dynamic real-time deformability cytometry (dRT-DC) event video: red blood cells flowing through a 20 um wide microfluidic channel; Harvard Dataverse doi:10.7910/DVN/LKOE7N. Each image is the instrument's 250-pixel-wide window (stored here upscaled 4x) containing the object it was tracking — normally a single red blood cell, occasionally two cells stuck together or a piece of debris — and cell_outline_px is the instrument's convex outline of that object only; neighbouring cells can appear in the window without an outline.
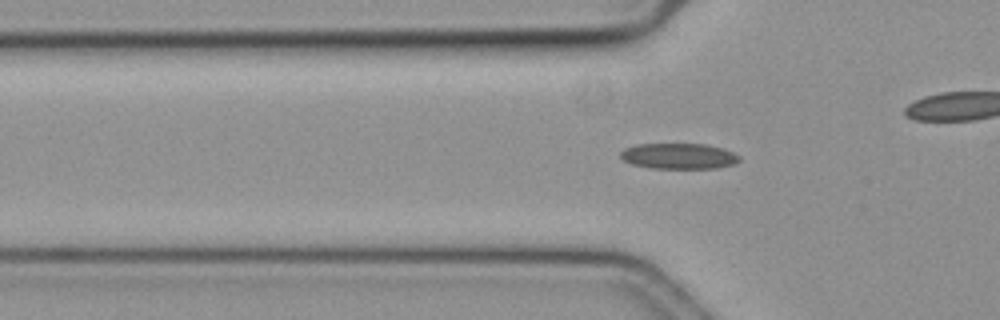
{"species": "common noctule bat (a hibernating species)", "species_latin": "Nyctalus noctula", "temperature_condition": "cold", "stored_images_in_passage": 47, "camera_frame_rate_fps": 3000, "um_per_image_px": 0.085, "animal": {"sex": "female", "body_mass_g": 19.3, "forearm_length_mm": 54.1}, "frame": {"image": 1, "passage_image": 8, "time_ms": 2.333, "image_size_px": [1000, 320], "cell_outline_px": [[740, 160], [732, 164], [716, 168], [648, 168], [632, 164], [624, 160], [620, 156], [620, 152], [624, 148], [636, 144], [704, 144], [720, 148], [732, 152], [740, 156]], "centroid_in_image_um": [57.65, 13.27], "position_along_channel_um": 68.1, "area_um2": 17.69}}
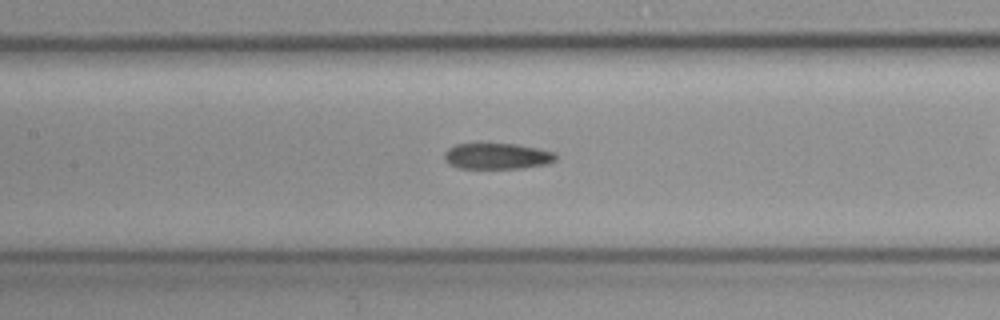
{"frame": {"image": 2, "passage_image": 16, "time_ms": 5.0, "image_size_px": [1000, 320], "cell_outline_px": [[556, 160], [548, 164], [520, 168], [460, 168], [448, 164], [444, 160], [444, 152], [448, 148], [456, 144], [516, 144], [556, 152]], "centroid_in_image_um": [42.25, 13.27], "position_along_channel_um": 165.2, "area_um2": 16.88}}
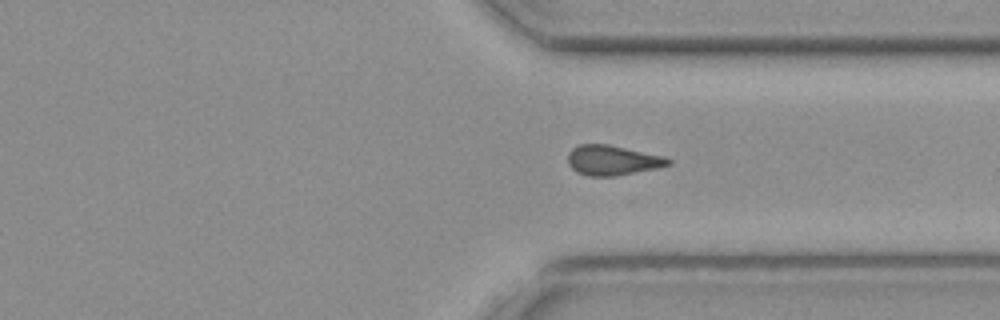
{"frame": {"image": 3, "passage_image": 32, "time_ms": 10.333, "image_size_px": [1000, 320], "cell_outline_px": [[672, 164], [656, 168], [616, 176], [588, 176], [576, 172], [568, 164], [568, 152], [572, 148], [580, 144], [608, 144], [664, 156], [672, 160]], "centroid_in_image_um": [52.05, 13.62], "position_along_channel_um": 359.4, "area_um2": 17.57}}